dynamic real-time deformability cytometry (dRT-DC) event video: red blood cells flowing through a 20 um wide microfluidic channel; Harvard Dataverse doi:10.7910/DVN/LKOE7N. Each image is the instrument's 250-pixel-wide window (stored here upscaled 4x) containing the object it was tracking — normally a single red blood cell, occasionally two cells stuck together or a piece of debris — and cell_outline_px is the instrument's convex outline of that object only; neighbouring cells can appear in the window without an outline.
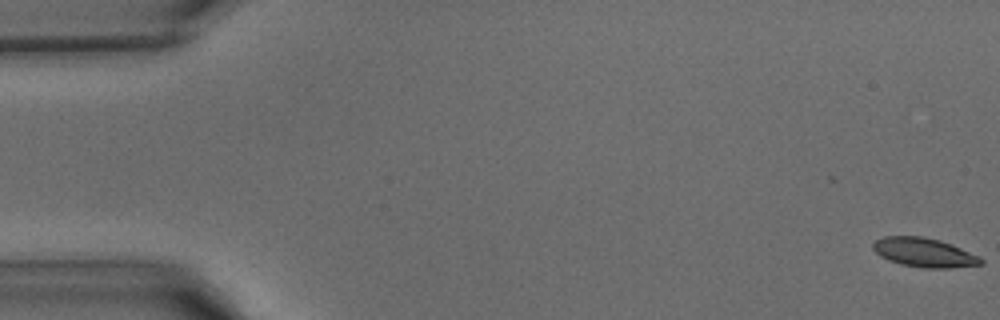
{"species": "common noctule bat (a hibernating species)", "species_latin": "Nyctalus noctula", "temperature_condition": "warm", "stored_images_in_passage": 42, "camera_frame_rate_fps": 3000, "um_per_image_px": 0.085, "animal": {"sex": "male", "body_mass_g": 15.6}, "frame": {"image": 1, "passage_image": 1, "time_ms": 0.0, "image_size_px": [1000, 320], "cell_outline_px": [[984, 264], [952, 268], [924, 268], [900, 264], [888, 260], [880, 256], [872, 248], [872, 244], [876, 240], [884, 236], [924, 236], [940, 240], [952, 244], [980, 256], [984, 260]], "centroid_in_image_um": [78.58, 21.46], "position_along_channel_um": 6.4, "area_um2": 18.55}}
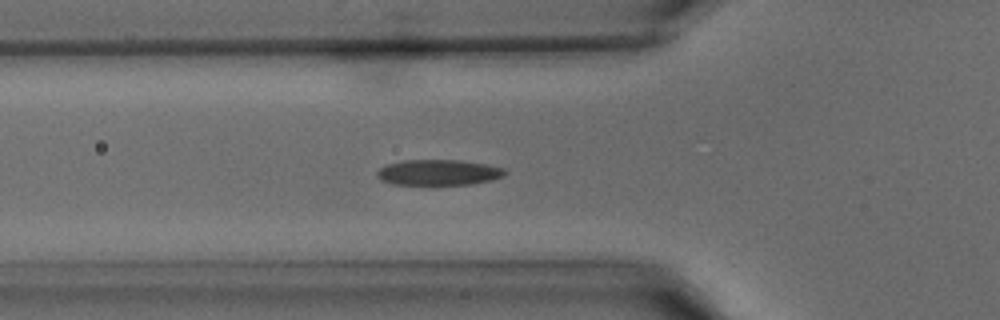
{"frame": {"image": 2, "passage_image": 15, "time_ms": 4.667, "image_size_px": [1000, 320], "cell_outline_px": [[508, 172], [504, 176], [492, 180], [472, 184], [392, 184], [380, 180], [376, 176], [376, 172], [380, 168], [388, 164], [404, 160], [460, 160], [484, 164], [504, 168]], "centroid_in_image_um": [37.28, 14.66], "position_along_channel_um": 88.5, "area_um2": 19.07}}
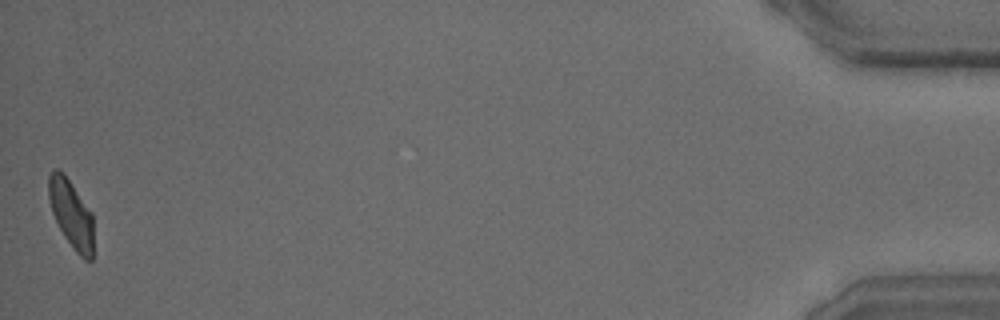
{"frame": {"image": 3, "passage_image": 42, "time_ms": 13.667, "image_size_px": [1000, 320], "cell_outline_px": [[92, 260], [84, 260], [76, 252], [64, 236], [52, 212], [48, 196], [48, 176], [52, 168], [56, 168], [64, 172], [92, 212]], "centroid_in_image_um": [6.03, 18.12], "position_along_channel_um": 429.2, "area_um2": 17.8}}